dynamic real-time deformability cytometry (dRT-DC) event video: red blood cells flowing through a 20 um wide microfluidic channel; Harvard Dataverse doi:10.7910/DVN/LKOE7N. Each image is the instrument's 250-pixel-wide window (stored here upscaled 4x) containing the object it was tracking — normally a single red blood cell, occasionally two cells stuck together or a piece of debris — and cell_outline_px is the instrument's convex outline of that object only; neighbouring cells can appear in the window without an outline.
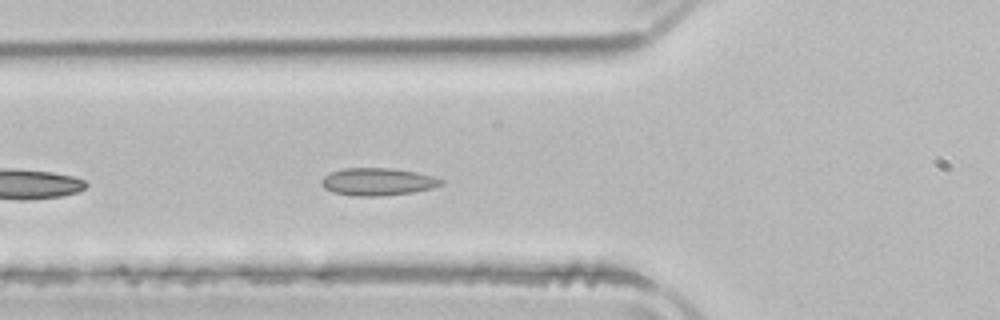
{"species": "common noctule bat (a hibernating species)", "species_latin": "Nyctalus noctula", "temperature_condition": "room temperature", "stored_images_in_passage": 8, "camera_frame_rate_fps": 3000, "um_per_image_px": 0.085, "animal": {"sex": "male", "body_mass_g": 21.5, "forearm_length_mm": 52.0}, "frame": {"image": 1, "passage_image": 5, "time_ms": 1.333, "image_size_px": [1000, 320], "cell_outline_px": [[444, 184], [432, 188], [412, 192], [380, 196], [352, 196], [332, 192], [324, 188], [320, 184], [320, 180], [324, 176], [332, 172], [344, 168], [392, 168], [416, 172], [432, 176], [444, 180]], "centroid_in_image_um": [32.08, 15.45], "position_along_channel_um": 93.7, "area_um2": 19.25}}